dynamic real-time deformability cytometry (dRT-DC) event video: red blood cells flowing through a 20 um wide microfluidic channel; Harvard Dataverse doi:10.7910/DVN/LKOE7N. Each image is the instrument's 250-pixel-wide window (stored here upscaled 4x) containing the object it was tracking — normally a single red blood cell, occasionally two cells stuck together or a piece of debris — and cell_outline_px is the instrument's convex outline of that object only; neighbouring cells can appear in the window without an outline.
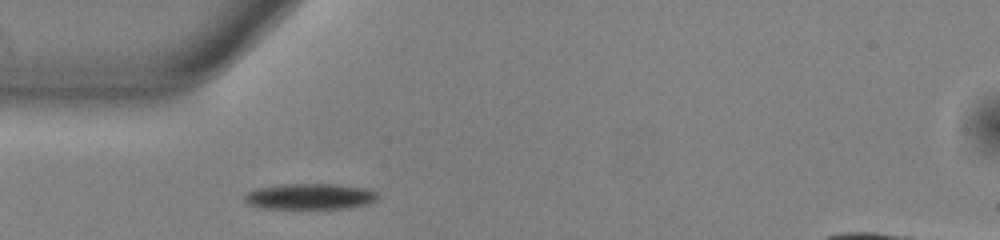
{"species": "common noctule bat (a hibernating species)", "species_latin": "Nyctalus noctula", "temperature_condition": "warm", "stored_images_in_passage": 38, "camera_frame_rate_fps": 3000, "um_per_image_px": 0.085, "animal": {"sex": "male", "body_mass_g": 13.0, "forearm_length_mm": 53.1}, "frame": {"image": 1, "passage_image": 1, "time_ms": 0.0, "image_size_px": [1000, 240], "cell_outline_px": [[380, 196], [376, 200], [368, 204], [348, 208], [264, 208], [248, 204], [244, 200], [244, 196], [248, 192], [256, 188], [284, 184], [336, 184], [364, 188], [376, 192]], "centroid_in_image_um": [26.36, 16.69], "position_along_channel_um": 58.6, "area_um2": 20.0}}
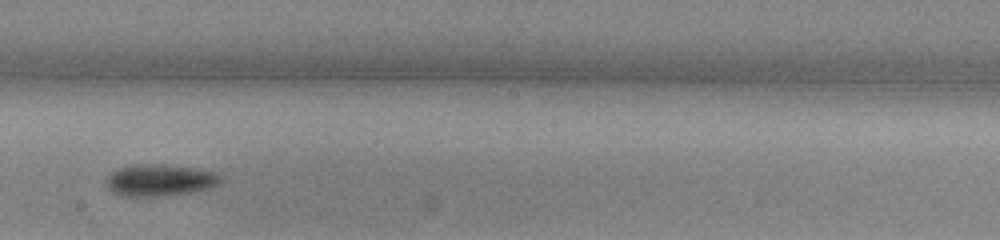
{"frame": {"image": 2, "passage_image": 15, "time_ms": 4.667, "image_size_px": [1000, 240], "cell_outline_px": [[224, 180], [220, 184], [212, 188], [196, 192], [168, 196], [124, 196], [112, 192], [104, 184], [104, 180], [116, 168], [132, 164], [164, 164], [196, 168], [220, 172], [224, 176]], "centroid_in_image_um": [13.66, 15.31], "position_along_channel_um": 234.5, "area_um2": 22.14}}
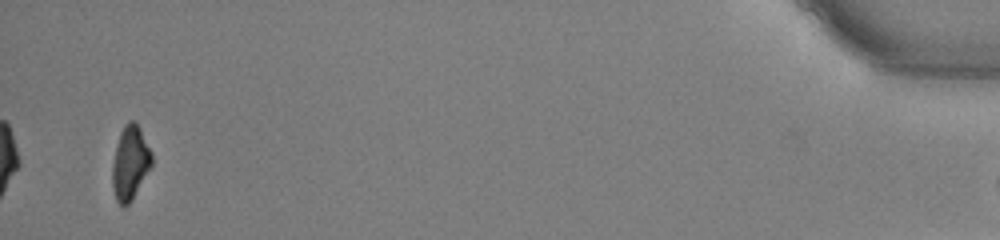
{"frame": {"image": 3, "passage_image": 37, "time_ms": 12.0, "image_size_px": [1000, 240], "cell_outline_px": [[152, 164], [132, 200], [128, 204], [120, 204], [116, 200], [112, 188], [112, 164], [116, 144], [120, 132], [124, 124], [128, 120], [132, 120], [140, 128], [152, 152]], "centroid_in_image_um": [11.05, 13.81], "position_along_channel_um": 424.1, "area_um2": 16.94}, "authors_computed_cell_mechanics": {"area_um2": 20.0855, "velocity_mm_per_s": 3.8314, "shape_relaxation_time_tau1_ms": 2.1054, "shape_relaxation_time_tau2_ms": null, "deformation_change_tau1": 0.1094, "deformation_change_tau2": null}}